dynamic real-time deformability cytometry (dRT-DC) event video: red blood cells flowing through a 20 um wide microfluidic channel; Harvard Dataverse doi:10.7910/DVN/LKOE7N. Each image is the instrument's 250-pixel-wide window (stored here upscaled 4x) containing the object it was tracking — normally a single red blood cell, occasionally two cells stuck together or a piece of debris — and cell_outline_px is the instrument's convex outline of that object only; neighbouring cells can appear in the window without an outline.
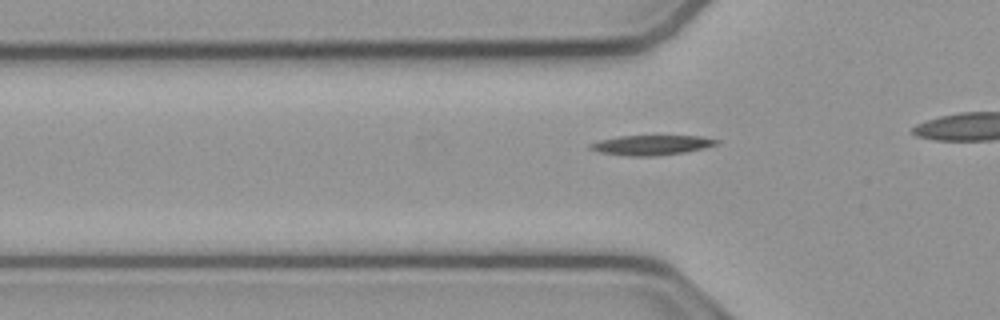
{"species": "common noctule bat (a hibernating species)", "species_latin": "Nyctalus noctula", "temperature_condition": "cold", "stored_images_in_passage": 35, "camera_frame_rate_fps": 3000, "um_per_image_px": 0.085, "animal": {"sex": "male", "body_mass_g": 23.1, "forearm_length_mm": 52.7}, "frame": {"image": 1, "passage_image": 10, "time_ms": 3.0, "image_size_px": [1000, 320], "cell_outline_px": [[720, 140], [716, 144], [684, 152], [656, 156], [628, 156], [600, 152], [588, 148], [588, 144], [600, 140], [620, 136], [700, 136]], "centroid_in_image_um": [55.31, 12.33], "position_along_channel_um": 70.5, "area_um2": 14.39}}
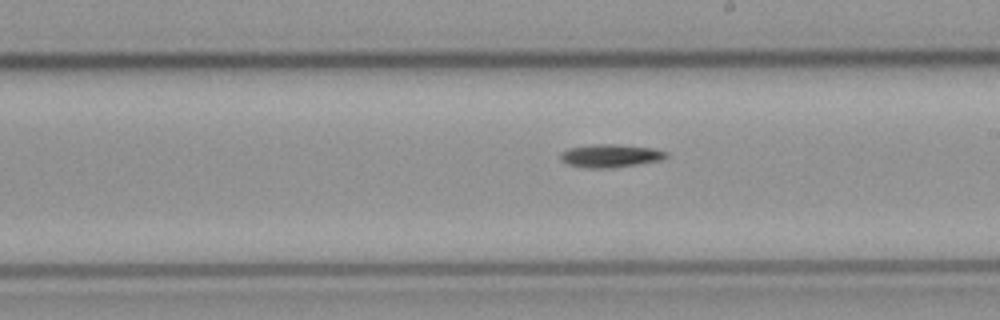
{"frame": {"image": 2, "passage_image": 23, "time_ms": 7.333, "image_size_px": [1000, 320], "cell_outline_px": [[668, 156], [660, 160], [636, 164], [608, 168], [588, 168], [568, 164], [560, 160], [560, 152], [568, 148], [592, 144], [616, 144], [652, 148], [668, 152]], "centroid_in_image_um": [51.85, 13.23], "position_along_channel_um": 237.2, "area_um2": 14.16}}
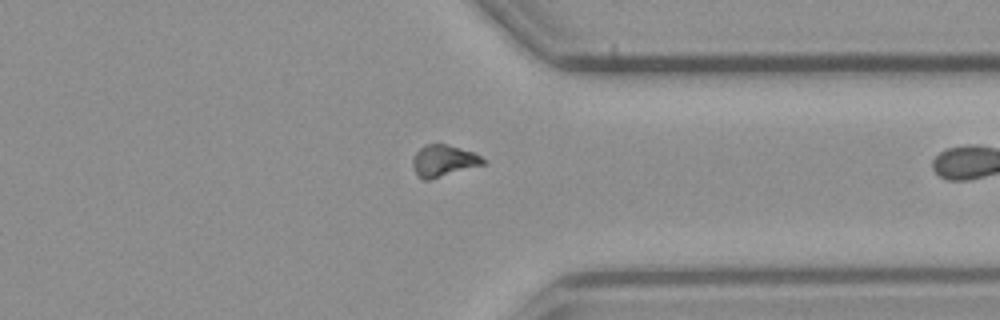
{"frame": {"image": 3, "passage_image": 34, "time_ms": 11.0, "image_size_px": [1000, 320], "cell_outline_px": [[484, 164], [428, 180], [424, 180], [416, 172], [412, 164], [412, 160], [416, 152], [424, 144], [444, 144], [472, 152], [480, 156], [484, 160]], "centroid_in_image_um": [37.67, 13.66], "position_along_channel_um": 373.7, "area_um2": 12.54}}